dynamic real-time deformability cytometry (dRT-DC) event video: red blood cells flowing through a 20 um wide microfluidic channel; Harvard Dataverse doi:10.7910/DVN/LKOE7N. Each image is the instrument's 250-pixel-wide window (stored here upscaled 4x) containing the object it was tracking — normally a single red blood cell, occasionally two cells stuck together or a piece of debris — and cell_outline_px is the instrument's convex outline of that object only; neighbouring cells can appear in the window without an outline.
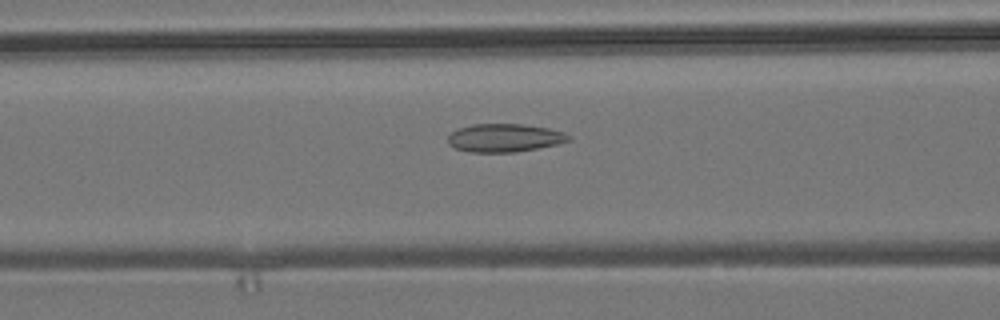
{"species": "common noctule bat (a hibernating species)", "species_latin": "Nyctalus noctula", "temperature_condition": "room temperature", "stored_images_in_passage": 30, "camera_frame_rate_fps": 3000, "um_per_image_px": 0.085, "animal": {"sex": "male", "body_mass_g": 19.2, "forearm_length_mm": 51.8}, "frame": {"image": 1, "passage_image": 6, "time_ms": 1.667, "image_size_px": [1000, 320], "cell_outline_px": [[572, 140], [556, 144], [516, 152], [468, 152], [456, 148], [448, 144], [448, 136], [452, 132], [460, 128], [472, 124], [524, 124], [548, 128], [564, 132], [572, 136]], "centroid_in_image_um": [42.9, 11.71], "position_along_channel_um": 123.7, "area_um2": 19.83}}
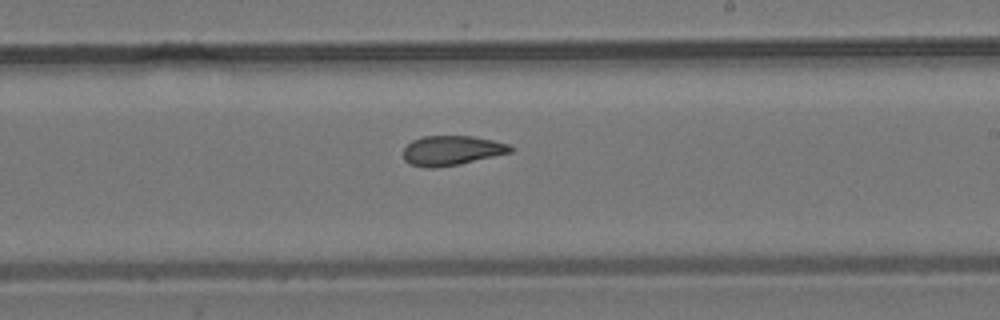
{"frame": {"image": 2, "passage_image": 16, "time_ms": 5.0, "image_size_px": [1000, 320], "cell_outline_px": [[512, 152], [460, 164], [436, 168], [428, 168], [408, 164], [404, 160], [404, 148], [412, 140], [424, 136], [472, 136], [492, 140], [508, 144], [512, 148]], "centroid_in_image_um": [38.36, 12.8], "position_along_channel_um": 250.6, "area_um2": 18.5}}
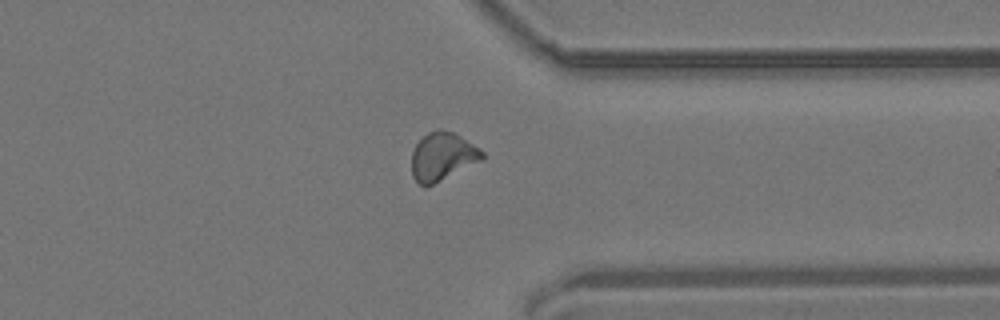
{"frame": {"image": 3, "passage_image": 26, "time_ms": 8.333, "image_size_px": [1000, 320], "cell_outline_px": [[484, 160], [424, 188], [412, 176], [412, 152], [416, 144], [428, 132], [440, 128], [452, 132], [460, 136], [480, 148], [484, 152]], "centroid_in_image_um": [37.62, 13.3], "position_along_channel_um": 373.8, "area_um2": 19.83}, "authors_computed_cell_mechanics": {"area_um2": 19.0162, "velocity_mm_per_s": 3.8092, "shape_relaxation_time_tau1_ms": null, "shape_relaxation_time_tau2_ms": 1.9427, "deformation_change_tau1": null, "deformation_change_tau2": 0.0936}}